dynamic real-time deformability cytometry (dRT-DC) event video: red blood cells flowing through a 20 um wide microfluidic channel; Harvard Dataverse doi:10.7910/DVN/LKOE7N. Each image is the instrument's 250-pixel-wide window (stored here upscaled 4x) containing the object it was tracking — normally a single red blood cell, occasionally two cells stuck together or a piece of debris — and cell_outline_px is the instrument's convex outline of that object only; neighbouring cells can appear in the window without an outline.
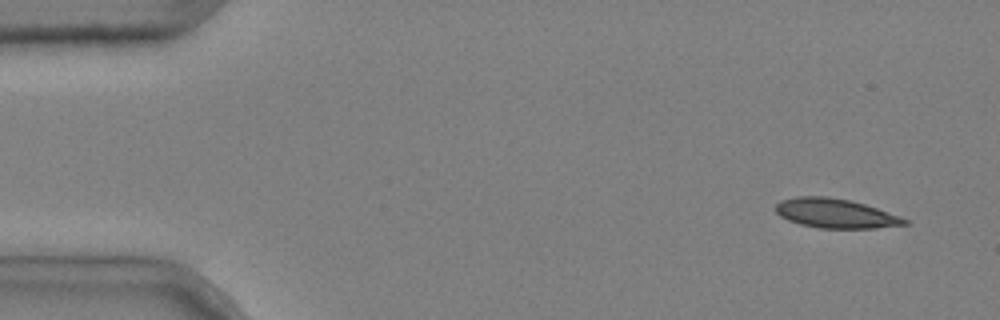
{"species": "common noctule bat (a hibernating species)", "species_latin": "Nyctalus noctula", "temperature_condition": "cold", "stored_images_in_passage": 4, "camera_frame_rate_fps": 3000, "um_per_image_px": 0.085, "animal": {"sex": "male", "body_mass_g": 20.4}, "frame": {"image": 1, "passage_image": 1, "time_ms": 0.0, "image_size_px": [1000, 320], "cell_outline_px": [[908, 224], [876, 228], [820, 228], [800, 224], [788, 220], [780, 216], [776, 212], [776, 204], [780, 200], [796, 196], [828, 196], [848, 200], [864, 204], [900, 216], [908, 220]], "centroid_in_image_um": [70.99, 18.13], "position_along_channel_um": 14.0, "area_um2": 21.96}}